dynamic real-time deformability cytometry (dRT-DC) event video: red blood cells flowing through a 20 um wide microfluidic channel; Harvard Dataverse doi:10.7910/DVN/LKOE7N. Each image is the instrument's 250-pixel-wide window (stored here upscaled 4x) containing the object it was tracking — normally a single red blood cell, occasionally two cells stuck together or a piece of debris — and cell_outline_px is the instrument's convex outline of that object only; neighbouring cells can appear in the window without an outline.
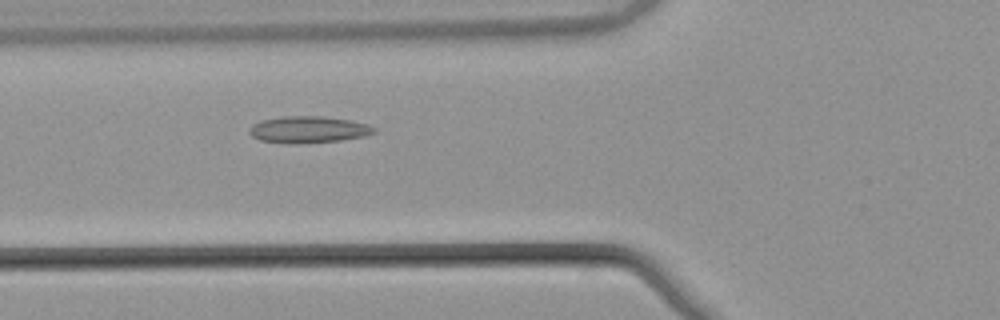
{"species": "common noctule bat (a hibernating species)", "species_latin": "Nyctalus noctula", "temperature_condition": "warm", "stored_images_in_passage": 51, "camera_frame_rate_fps": 3000, "um_per_image_px": 0.085, "animal": {"sex": "male", "body_mass_g": 21.5, "forearm_length_mm": 52.0}, "frame": {"image": 1, "passage_image": 18, "time_ms": 5.667, "image_size_px": [1000, 320], "cell_outline_px": [[376, 132], [364, 136], [340, 140], [296, 144], [288, 144], [260, 140], [252, 136], [248, 132], [248, 128], [252, 124], [260, 120], [284, 116], [320, 116], [348, 120], [368, 124], [376, 128]], "centroid_in_image_um": [26.17, 11.01], "position_along_channel_um": 99.6, "area_um2": 19.48}}
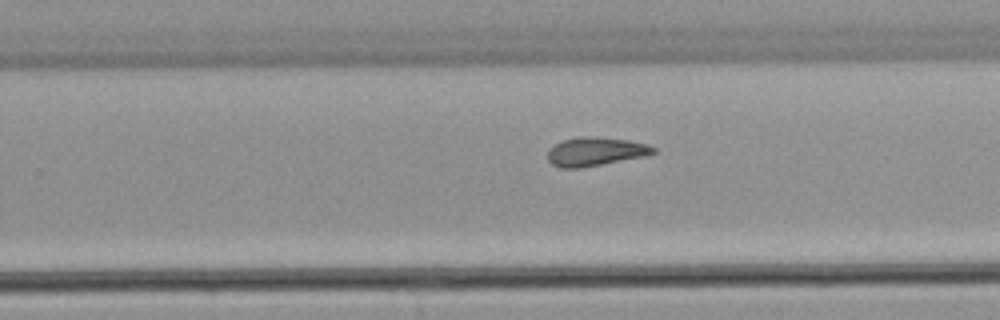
{"frame": {"image": 2, "passage_image": 32, "time_ms": 10.333, "image_size_px": [1000, 320], "cell_outline_px": [[656, 152], [644, 156], [580, 168], [560, 168], [552, 164], [548, 160], [548, 152], [556, 144], [564, 140], [580, 136], [588, 136], [628, 140], [648, 144], [656, 148]], "centroid_in_image_um": [50.62, 12.88], "position_along_channel_um": 279.2, "area_um2": 17.4}}
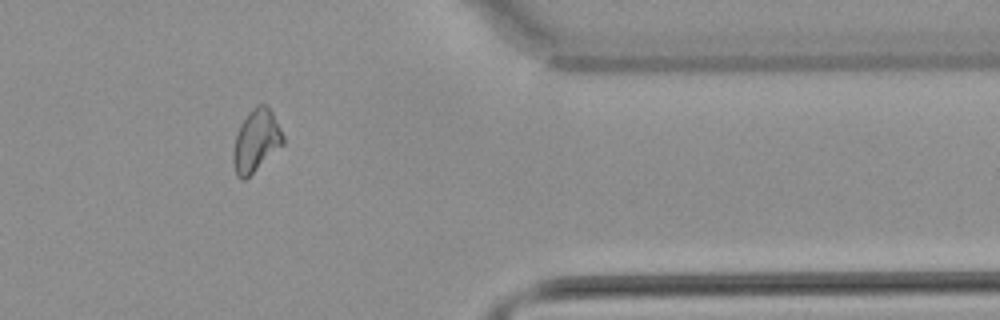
{"frame": {"image": 3, "passage_image": 42, "time_ms": 13.667, "image_size_px": [1000, 320], "cell_outline_px": [[284, 144], [244, 180], [240, 180], [236, 176], [232, 164], [232, 152], [236, 136], [240, 124], [248, 112], [256, 104], [264, 104], [272, 112], [284, 136]], "centroid_in_image_um": [21.74, 11.98], "position_along_channel_um": 389.7, "area_um2": 18.09}, "authors_computed_cell_mechanics": {"area_um2": 18.0336, "velocity_mm_per_s": 3.85, "shape_relaxation_time_tau1_ms": null, "shape_relaxation_time_tau2_ms": 3.8303, "deformation_change_tau1": null, "deformation_change_tau2": 0.1166}}